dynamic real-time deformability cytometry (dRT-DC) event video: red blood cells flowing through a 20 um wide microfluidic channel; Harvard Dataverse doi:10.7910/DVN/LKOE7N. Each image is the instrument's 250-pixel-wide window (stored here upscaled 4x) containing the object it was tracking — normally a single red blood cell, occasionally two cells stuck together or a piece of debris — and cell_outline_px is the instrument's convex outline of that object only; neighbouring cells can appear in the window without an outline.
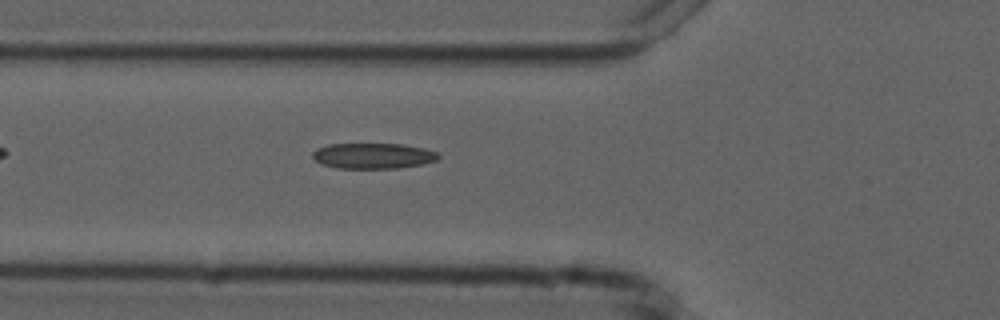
{"species": "common noctule bat (a hibernating species)", "species_latin": "Nyctalus noctula", "temperature_condition": "cold", "stored_images_in_passage": 6, "camera_frame_rate_fps": 3000, "um_per_image_px": 0.085, "animal": {"sex": "male", "forearm_length_mm": 52.5}, "frame": {"image": 1, "passage_image": 6, "time_ms": 6.0, "image_size_px": [1000, 320], "cell_outline_px": [[440, 156], [436, 160], [420, 164], [400, 168], [336, 168], [320, 164], [312, 156], [312, 152], [328, 144], [404, 144], [424, 148], [436, 152]], "centroid_in_image_um": [31.7, 13.25], "position_along_channel_um": 94.1, "area_um2": 18.67}}